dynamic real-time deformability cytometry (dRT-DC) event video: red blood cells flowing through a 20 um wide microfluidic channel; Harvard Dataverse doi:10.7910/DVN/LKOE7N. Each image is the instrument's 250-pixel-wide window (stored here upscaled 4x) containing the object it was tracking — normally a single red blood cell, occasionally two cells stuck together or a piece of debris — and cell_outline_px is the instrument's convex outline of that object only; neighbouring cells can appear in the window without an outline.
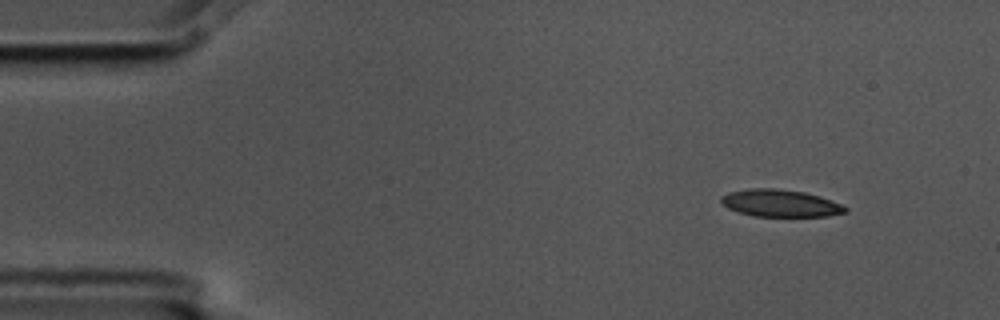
{"species": "common noctule bat (a hibernating species)", "species_latin": "Nyctalus noctula", "temperature_condition": "cold", "stored_images_in_passage": 4, "camera_frame_rate_fps": 3000, "um_per_image_px": 0.085, "animal": {"sex": "male", "body_mass_g": 17.5, "forearm_length_mm": 52.3}, "frame": {"image": 1, "passage_image": 1, "time_ms": 0.0, "image_size_px": [1000, 320], "cell_outline_px": [[848, 212], [828, 216], [752, 216], [728, 208], [720, 200], [720, 196], [728, 192], [748, 188], [776, 188], [804, 192], [820, 196], [840, 204], [848, 208]], "centroid_in_image_um": [66.32, 17.26], "position_along_channel_um": 18.7, "area_um2": 19.71}}
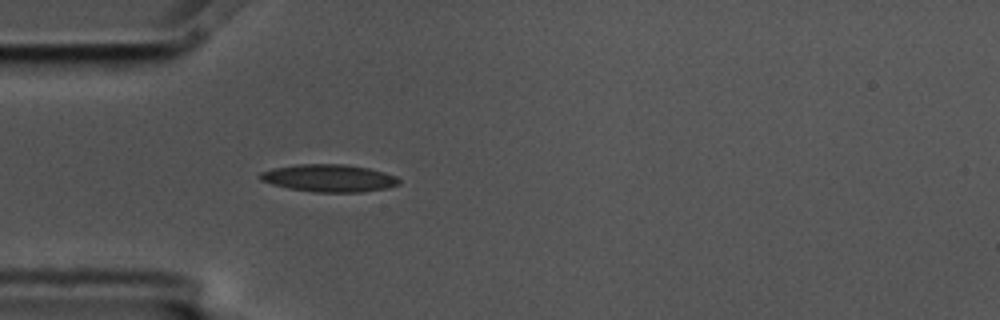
{"frame": {"image": 2, "passage_image": 4, "time_ms": 1.0, "image_size_px": [1000, 320], "cell_outline_px": [[400, 184], [388, 188], [364, 192], [312, 192], [288, 188], [272, 184], [260, 180], [256, 176], [260, 172], [272, 168], [296, 164], [344, 164], [368, 168], [384, 172], [396, 176], [400, 180]], "centroid_in_image_um": [27.94, 15.14], "position_along_channel_um": 57.1, "area_um2": 22.48}}